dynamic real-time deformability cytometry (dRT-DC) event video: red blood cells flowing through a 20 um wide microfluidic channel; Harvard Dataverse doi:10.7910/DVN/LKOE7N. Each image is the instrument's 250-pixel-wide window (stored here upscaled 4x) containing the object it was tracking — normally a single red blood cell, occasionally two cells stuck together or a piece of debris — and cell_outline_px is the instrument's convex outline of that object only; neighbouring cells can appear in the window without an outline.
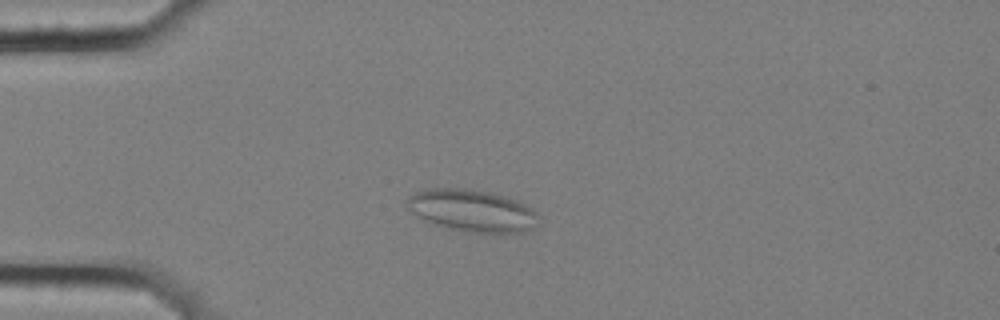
{"species": "common noctule bat (a hibernating species)", "species_latin": "Nyctalus noctula", "temperature_condition": "cold", "stored_images_in_passage": 8, "camera_frame_rate_fps": 3000, "um_per_image_px": 0.085, "animal": {"sex": "female", "body_mass_g": 25.1}, "frame": {"image": 1, "passage_image": 5, "time_ms": 1.333, "image_size_px": [1000, 320], "cell_outline_px": [[540, 216], [536, 228], [524, 232], [500, 236], [464, 232], [432, 224], [412, 212], [408, 208], [408, 196], [416, 192], [432, 188], [468, 188], [492, 192], [520, 200], [532, 208]], "centroid_in_image_um": [40.25, 17.95], "position_along_channel_um": 44.8, "area_um2": 33.47}}